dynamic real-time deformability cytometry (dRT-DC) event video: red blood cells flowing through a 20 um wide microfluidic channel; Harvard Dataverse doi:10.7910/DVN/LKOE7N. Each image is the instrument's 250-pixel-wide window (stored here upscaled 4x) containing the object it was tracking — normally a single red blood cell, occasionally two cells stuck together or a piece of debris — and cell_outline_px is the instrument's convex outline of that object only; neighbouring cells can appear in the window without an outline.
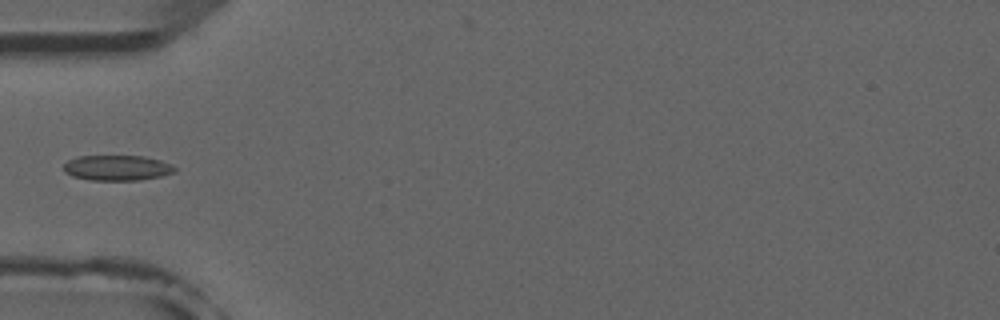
{"species": "common noctule bat (a hibernating species)", "species_latin": "Nyctalus noctula", "temperature_condition": "room temperature", "stored_images_in_passage": 5, "camera_frame_rate_fps": 3000, "um_per_image_px": 0.085, "animal": {"sex": "male", "forearm_length_mm": 52.5}, "frame": {"image": 1, "passage_image": 5, "time_ms": 4.667, "image_size_px": [1000, 320], "cell_outline_px": [[176, 172], [160, 176], [140, 180], [92, 180], [72, 176], [64, 172], [64, 164], [68, 160], [76, 156], [144, 156], [160, 160], [172, 164], [176, 168]], "centroid_in_image_um": [9.96, 14.26], "position_along_channel_um": 75.0, "area_um2": 16.47}}